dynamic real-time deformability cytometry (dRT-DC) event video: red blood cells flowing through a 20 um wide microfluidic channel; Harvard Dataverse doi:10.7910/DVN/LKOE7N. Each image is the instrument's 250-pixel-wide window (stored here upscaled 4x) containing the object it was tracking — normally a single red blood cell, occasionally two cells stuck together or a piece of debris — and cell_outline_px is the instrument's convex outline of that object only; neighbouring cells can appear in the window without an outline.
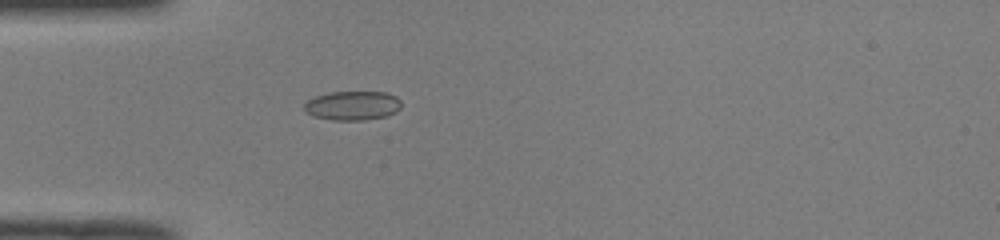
{"species": "common noctule bat (a hibernating species)", "species_latin": "Nyctalus noctula", "temperature_condition": "room temperature", "stored_images_in_passage": 38, "camera_frame_rate_fps": 3000, "um_per_image_px": 0.085, "animal": {"sex": "male", "body_mass_g": 19.0, "forearm_length_mm": 50.8}, "frame": {"image": 1, "passage_image": 3, "time_ms": 0.667, "image_size_px": [1000, 240], "cell_outline_px": [[400, 108], [396, 112], [388, 116], [364, 120], [332, 120], [312, 116], [304, 112], [304, 104], [308, 100], [316, 96], [328, 92], [384, 92], [396, 96], [400, 100]], "centroid_in_image_um": [29.95, 8.98], "position_along_channel_um": 55.0, "area_um2": 16.65}}
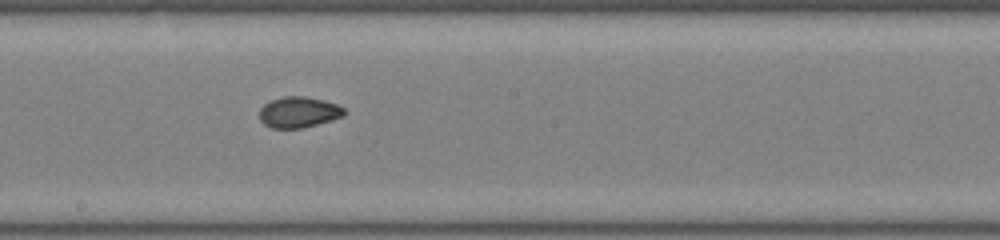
{"frame": {"image": 2, "passage_image": 16, "time_ms": 5.0, "image_size_px": [1000, 240], "cell_outline_px": [[344, 116], [332, 120], [300, 128], [272, 128], [264, 124], [260, 120], [260, 108], [264, 104], [272, 100], [284, 96], [304, 96], [324, 100], [336, 104], [344, 108]], "centroid_in_image_um": [25.38, 9.53], "position_along_channel_um": 222.8, "area_um2": 15.14}}
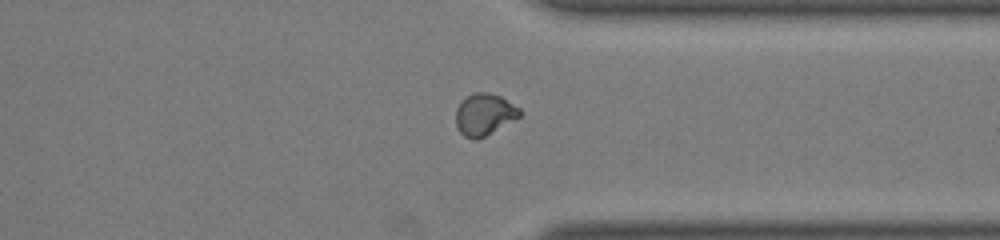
{"frame": {"image": 3, "passage_image": 27, "time_ms": 8.667, "image_size_px": [1000, 240], "cell_outline_px": [[520, 116], [484, 136], [476, 140], [472, 140], [464, 136], [456, 128], [456, 108], [460, 100], [464, 96], [476, 92], [488, 92], [500, 96], [520, 108]], "centroid_in_image_um": [41.11, 9.71], "position_along_channel_um": 370.3, "area_um2": 15.55}, "authors_computed_cell_mechanics": {"area_um2": 15.4326, "velocity_mm_per_s": 4.0369, "shape_relaxation_time_tau1_ms": 10.3911, "shape_relaxation_time_tau2_ms": 1.6728, "deformation_change_tau1": 0.2026, "deformation_change_tau2": 0.0524}}